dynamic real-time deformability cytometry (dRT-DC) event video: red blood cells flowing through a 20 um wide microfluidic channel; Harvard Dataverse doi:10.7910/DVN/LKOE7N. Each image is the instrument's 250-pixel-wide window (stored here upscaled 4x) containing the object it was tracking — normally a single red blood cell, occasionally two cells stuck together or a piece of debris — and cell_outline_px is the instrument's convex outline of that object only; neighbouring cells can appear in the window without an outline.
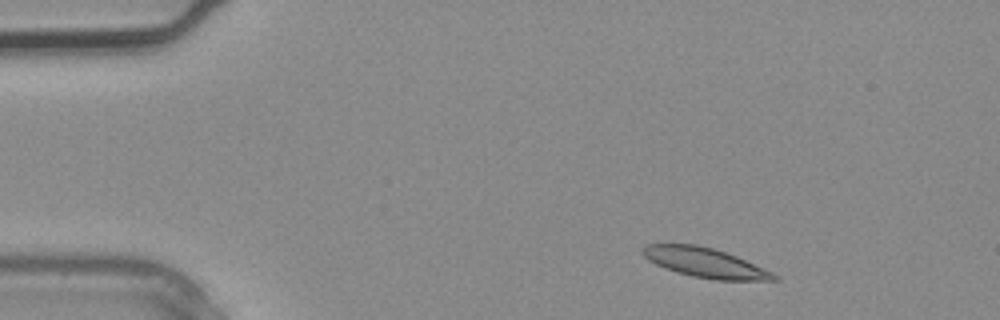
{"species": "common noctule bat (a hibernating species)", "species_latin": "Nyctalus noctula", "temperature_condition": "warm", "stored_images_in_passage": 3, "camera_frame_rate_fps": 3000, "um_per_image_px": 0.085, "animal": {"sex": "male", "body_mass_g": 20.4}, "frame": {"image": 1, "passage_image": 1, "time_ms": 0.0, "image_size_px": [1000, 320], "cell_outline_px": [[780, 280], [716, 280], [692, 276], [676, 272], [664, 268], [648, 260], [640, 252], [640, 248], [648, 244], [696, 244], [712, 248], [736, 256], [772, 272], [780, 276]], "centroid_in_image_um": [59.9, 22.33], "position_along_channel_um": 25.1, "area_um2": 22.6}}